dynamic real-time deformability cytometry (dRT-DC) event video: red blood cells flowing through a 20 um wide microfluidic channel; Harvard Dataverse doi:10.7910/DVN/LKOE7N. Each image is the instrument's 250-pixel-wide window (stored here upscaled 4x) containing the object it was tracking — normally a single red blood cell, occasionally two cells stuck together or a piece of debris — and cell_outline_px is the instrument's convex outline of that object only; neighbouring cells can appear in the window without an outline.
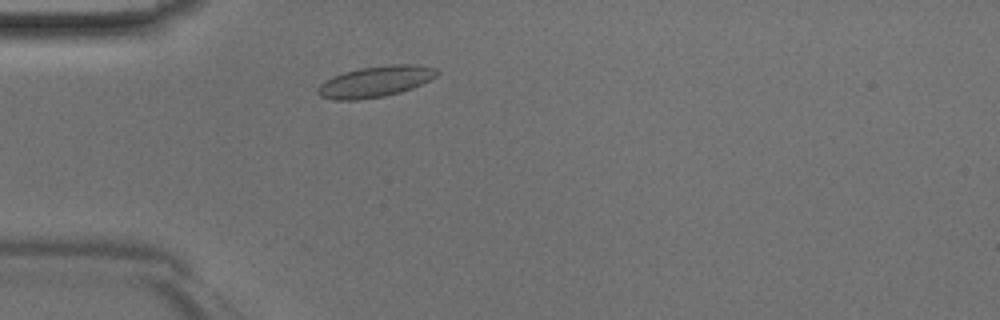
{"species": "Egyptian fruit bat (a non-hibernating species)", "species_latin": "Rousettus aegyptiacus", "temperature_condition": "room temperature", "stored_images_in_passage": 39, "camera_frame_rate_fps": 3000, "um_per_image_px": 0.085, "animal": {"sex": "male"}, "frame": {"image": 1, "passage_image": 6, "time_ms": 1.667, "image_size_px": [1000, 320], "cell_outline_px": [[440, 72], [436, 76], [412, 88], [400, 92], [384, 96], [360, 100], [332, 100], [320, 96], [316, 92], [316, 88], [324, 80], [332, 76], [344, 72], [360, 68], [392, 64], [416, 64], [436, 68]], "centroid_in_image_um": [31.87, 6.93], "position_along_channel_um": 53.1, "area_um2": 21.68}}
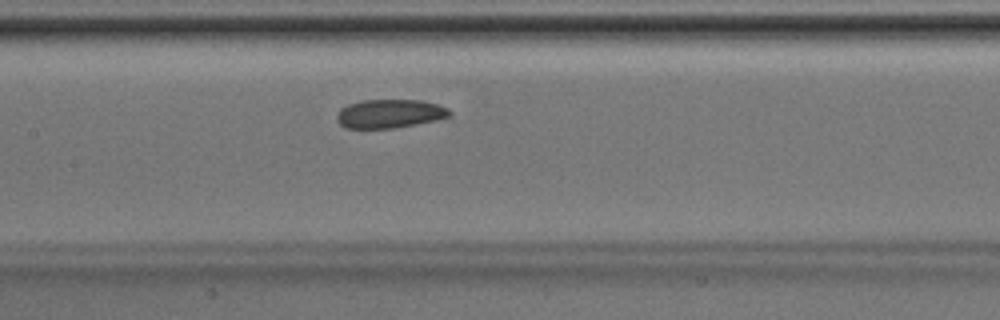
{"frame": {"image": 2, "passage_image": 15, "time_ms": 4.667, "image_size_px": [1000, 320], "cell_outline_px": [[452, 116], [436, 120], [396, 128], [344, 128], [336, 120], [336, 116], [340, 108], [348, 104], [360, 100], [420, 100], [436, 104], [448, 108], [452, 112]], "centroid_in_image_um": [33.11, 9.66], "position_along_channel_um": 174.3, "area_um2": 19.02}}
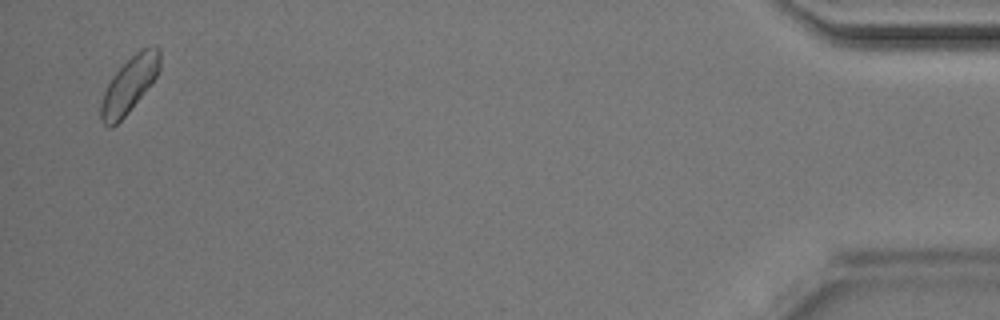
{"frame": {"image": 3, "passage_image": 38, "time_ms": 12.333, "image_size_px": [1000, 320], "cell_outline_px": [[160, 68], [156, 76], [144, 92], [128, 112], [112, 128], [108, 128], [100, 120], [100, 104], [104, 92], [112, 76], [140, 48], [156, 44], [160, 48]], "centroid_in_image_um": [10.99, 7.19], "position_along_channel_um": 424.2, "area_um2": 19.02}}